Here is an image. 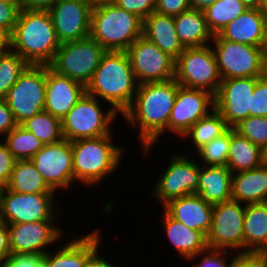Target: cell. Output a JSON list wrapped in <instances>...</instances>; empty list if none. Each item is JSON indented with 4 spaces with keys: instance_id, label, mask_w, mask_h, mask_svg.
Wrapping results in <instances>:
<instances>
[{
    "instance_id": "obj_1",
    "label": "cell",
    "mask_w": 267,
    "mask_h": 267,
    "mask_svg": "<svg viewBox=\"0 0 267 267\" xmlns=\"http://www.w3.org/2000/svg\"><path fill=\"white\" fill-rule=\"evenodd\" d=\"M179 84L173 78L164 82L138 84L130 108L121 116L129 130L137 135L141 156L149 159L163 134L168 135V121ZM157 142V143H156ZM149 156V157H148Z\"/></svg>"
},
{
    "instance_id": "obj_2",
    "label": "cell",
    "mask_w": 267,
    "mask_h": 267,
    "mask_svg": "<svg viewBox=\"0 0 267 267\" xmlns=\"http://www.w3.org/2000/svg\"><path fill=\"white\" fill-rule=\"evenodd\" d=\"M138 88L126 51H106L86 93L110 105L121 116L130 108Z\"/></svg>"
},
{
    "instance_id": "obj_3",
    "label": "cell",
    "mask_w": 267,
    "mask_h": 267,
    "mask_svg": "<svg viewBox=\"0 0 267 267\" xmlns=\"http://www.w3.org/2000/svg\"><path fill=\"white\" fill-rule=\"evenodd\" d=\"M60 45L49 10H20L10 50L29 65H49Z\"/></svg>"
},
{
    "instance_id": "obj_4",
    "label": "cell",
    "mask_w": 267,
    "mask_h": 267,
    "mask_svg": "<svg viewBox=\"0 0 267 267\" xmlns=\"http://www.w3.org/2000/svg\"><path fill=\"white\" fill-rule=\"evenodd\" d=\"M113 137L105 135L71 142L75 183L86 186V189L95 188L120 170L123 159H126L125 148L119 143L114 144L117 139L113 141Z\"/></svg>"
},
{
    "instance_id": "obj_5",
    "label": "cell",
    "mask_w": 267,
    "mask_h": 267,
    "mask_svg": "<svg viewBox=\"0 0 267 267\" xmlns=\"http://www.w3.org/2000/svg\"><path fill=\"white\" fill-rule=\"evenodd\" d=\"M141 35L143 20L115 4L92 9L90 37L106 51H126Z\"/></svg>"
},
{
    "instance_id": "obj_6",
    "label": "cell",
    "mask_w": 267,
    "mask_h": 267,
    "mask_svg": "<svg viewBox=\"0 0 267 267\" xmlns=\"http://www.w3.org/2000/svg\"><path fill=\"white\" fill-rule=\"evenodd\" d=\"M118 116L122 120L121 115L110 105L85 93L61 119L63 137L73 142L80 139L114 135L115 127L113 126H116L114 122H118Z\"/></svg>"
},
{
    "instance_id": "obj_7",
    "label": "cell",
    "mask_w": 267,
    "mask_h": 267,
    "mask_svg": "<svg viewBox=\"0 0 267 267\" xmlns=\"http://www.w3.org/2000/svg\"><path fill=\"white\" fill-rule=\"evenodd\" d=\"M210 45L221 80L267 74V48L225 40L218 34Z\"/></svg>"
},
{
    "instance_id": "obj_8",
    "label": "cell",
    "mask_w": 267,
    "mask_h": 267,
    "mask_svg": "<svg viewBox=\"0 0 267 267\" xmlns=\"http://www.w3.org/2000/svg\"><path fill=\"white\" fill-rule=\"evenodd\" d=\"M57 193H17L4 187L0 199V220L7 224L59 220L64 206L57 202ZM60 205H58V204ZM62 206V207H61ZM63 210V211H62ZM63 212V213H62Z\"/></svg>"
},
{
    "instance_id": "obj_9",
    "label": "cell",
    "mask_w": 267,
    "mask_h": 267,
    "mask_svg": "<svg viewBox=\"0 0 267 267\" xmlns=\"http://www.w3.org/2000/svg\"><path fill=\"white\" fill-rule=\"evenodd\" d=\"M181 150L170 153L169 163L164 166L167 168L160 171L153 182L151 200L159 202L161 207L172 199L195 194L198 190L201 164L192 155L184 154V149Z\"/></svg>"
},
{
    "instance_id": "obj_10",
    "label": "cell",
    "mask_w": 267,
    "mask_h": 267,
    "mask_svg": "<svg viewBox=\"0 0 267 267\" xmlns=\"http://www.w3.org/2000/svg\"><path fill=\"white\" fill-rule=\"evenodd\" d=\"M105 53L106 50L91 37L67 41L61 43L48 66L55 73L86 87Z\"/></svg>"
},
{
    "instance_id": "obj_11",
    "label": "cell",
    "mask_w": 267,
    "mask_h": 267,
    "mask_svg": "<svg viewBox=\"0 0 267 267\" xmlns=\"http://www.w3.org/2000/svg\"><path fill=\"white\" fill-rule=\"evenodd\" d=\"M174 79L181 86L202 89L215 96L221 77L211 45L185 48L175 60Z\"/></svg>"
},
{
    "instance_id": "obj_12",
    "label": "cell",
    "mask_w": 267,
    "mask_h": 267,
    "mask_svg": "<svg viewBox=\"0 0 267 267\" xmlns=\"http://www.w3.org/2000/svg\"><path fill=\"white\" fill-rule=\"evenodd\" d=\"M46 65H29L4 98L18 125L44 111Z\"/></svg>"
},
{
    "instance_id": "obj_13",
    "label": "cell",
    "mask_w": 267,
    "mask_h": 267,
    "mask_svg": "<svg viewBox=\"0 0 267 267\" xmlns=\"http://www.w3.org/2000/svg\"><path fill=\"white\" fill-rule=\"evenodd\" d=\"M245 204L234 200L213 205L212 223L206 242L208 248L244 254Z\"/></svg>"
},
{
    "instance_id": "obj_14",
    "label": "cell",
    "mask_w": 267,
    "mask_h": 267,
    "mask_svg": "<svg viewBox=\"0 0 267 267\" xmlns=\"http://www.w3.org/2000/svg\"><path fill=\"white\" fill-rule=\"evenodd\" d=\"M57 221L7 224L11 254L44 256L50 248H55L61 240L67 238L64 229L59 225L60 222Z\"/></svg>"
},
{
    "instance_id": "obj_15",
    "label": "cell",
    "mask_w": 267,
    "mask_h": 267,
    "mask_svg": "<svg viewBox=\"0 0 267 267\" xmlns=\"http://www.w3.org/2000/svg\"><path fill=\"white\" fill-rule=\"evenodd\" d=\"M138 84L164 82L174 78L175 59L141 35L127 50Z\"/></svg>"
},
{
    "instance_id": "obj_16",
    "label": "cell",
    "mask_w": 267,
    "mask_h": 267,
    "mask_svg": "<svg viewBox=\"0 0 267 267\" xmlns=\"http://www.w3.org/2000/svg\"><path fill=\"white\" fill-rule=\"evenodd\" d=\"M48 186L58 195L75 188L71 142L44 145L31 159ZM59 192V193H58Z\"/></svg>"
},
{
    "instance_id": "obj_17",
    "label": "cell",
    "mask_w": 267,
    "mask_h": 267,
    "mask_svg": "<svg viewBox=\"0 0 267 267\" xmlns=\"http://www.w3.org/2000/svg\"><path fill=\"white\" fill-rule=\"evenodd\" d=\"M214 109V95L210 92L179 85L168 121V136L176 135L180 139L196 121Z\"/></svg>"
},
{
    "instance_id": "obj_18",
    "label": "cell",
    "mask_w": 267,
    "mask_h": 267,
    "mask_svg": "<svg viewBox=\"0 0 267 267\" xmlns=\"http://www.w3.org/2000/svg\"><path fill=\"white\" fill-rule=\"evenodd\" d=\"M257 78H231L221 80L219 90L214 96L215 109L221 114L229 128H234L250 116L251 96Z\"/></svg>"
},
{
    "instance_id": "obj_19",
    "label": "cell",
    "mask_w": 267,
    "mask_h": 267,
    "mask_svg": "<svg viewBox=\"0 0 267 267\" xmlns=\"http://www.w3.org/2000/svg\"><path fill=\"white\" fill-rule=\"evenodd\" d=\"M88 232H83L84 235L81 233L82 236L73 233L75 235L72 234V238L66 239L67 241L63 239L59 244L60 247L57 245L55 249H50L42 256V267H86L103 247L101 246L103 235L100 229Z\"/></svg>"
},
{
    "instance_id": "obj_20",
    "label": "cell",
    "mask_w": 267,
    "mask_h": 267,
    "mask_svg": "<svg viewBox=\"0 0 267 267\" xmlns=\"http://www.w3.org/2000/svg\"><path fill=\"white\" fill-rule=\"evenodd\" d=\"M49 12L60 43L90 37L92 9L83 0H59Z\"/></svg>"
},
{
    "instance_id": "obj_21",
    "label": "cell",
    "mask_w": 267,
    "mask_h": 267,
    "mask_svg": "<svg viewBox=\"0 0 267 267\" xmlns=\"http://www.w3.org/2000/svg\"><path fill=\"white\" fill-rule=\"evenodd\" d=\"M85 93L84 85L55 73L46 65L45 112L62 119Z\"/></svg>"
},
{
    "instance_id": "obj_22",
    "label": "cell",
    "mask_w": 267,
    "mask_h": 267,
    "mask_svg": "<svg viewBox=\"0 0 267 267\" xmlns=\"http://www.w3.org/2000/svg\"><path fill=\"white\" fill-rule=\"evenodd\" d=\"M218 35L225 40L267 48V16L260 9H247Z\"/></svg>"
},
{
    "instance_id": "obj_23",
    "label": "cell",
    "mask_w": 267,
    "mask_h": 267,
    "mask_svg": "<svg viewBox=\"0 0 267 267\" xmlns=\"http://www.w3.org/2000/svg\"><path fill=\"white\" fill-rule=\"evenodd\" d=\"M162 208L190 229L208 234L212 223L213 205L205 202L196 193L172 199Z\"/></svg>"
},
{
    "instance_id": "obj_24",
    "label": "cell",
    "mask_w": 267,
    "mask_h": 267,
    "mask_svg": "<svg viewBox=\"0 0 267 267\" xmlns=\"http://www.w3.org/2000/svg\"><path fill=\"white\" fill-rule=\"evenodd\" d=\"M161 223L163 231L166 233L167 241L172 249L176 250L177 256L184 261H189L208 246L206 235L198 230H193L185 224L172 218L163 208H161ZM169 239V240H168Z\"/></svg>"
},
{
    "instance_id": "obj_25",
    "label": "cell",
    "mask_w": 267,
    "mask_h": 267,
    "mask_svg": "<svg viewBox=\"0 0 267 267\" xmlns=\"http://www.w3.org/2000/svg\"><path fill=\"white\" fill-rule=\"evenodd\" d=\"M143 36L175 60L185 49L177 36L174 16L154 11L143 20Z\"/></svg>"
},
{
    "instance_id": "obj_26",
    "label": "cell",
    "mask_w": 267,
    "mask_h": 267,
    "mask_svg": "<svg viewBox=\"0 0 267 267\" xmlns=\"http://www.w3.org/2000/svg\"><path fill=\"white\" fill-rule=\"evenodd\" d=\"M196 194L212 205L232 200V172L227 166L200 167Z\"/></svg>"
},
{
    "instance_id": "obj_27",
    "label": "cell",
    "mask_w": 267,
    "mask_h": 267,
    "mask_svg": "<svg viewBox=\"0 0 267 267\" xmlns=\"http://www.w3.org/2000/svg\"><path fill=\"white\" fill-rule=\"evenodd\" d=\"M232 200L242 204L267 201V166L232 174Z\"/></svg>"
},
{
    "instance_id": "obj_28",
    "label": "cell",
    "mask_w": 267,
    "mask_h": 267,
    "mask_svg": "<svg viewBox=\"0 0 267 267\" xmlns=\"http://www.w3.org/2000/svg\"><path fill=\"white\" fill-rule=\"evenodd\" d=\"M174 24L179 40L185 48L210 45L213 34L210 32L203 11L190 8L174 16Z\"/></svg>"
},
{
    "instance_id": "obj_29",
    "label": "cell",
    "mask_w": 267,
    "mask_h": 267,
    "mask_svg": "<svg viewBox=\"0 0 267 267\" xmlns=\"http://www.w3.org/2000/svg\"><path fill=\"white\" fill-rule=\"evenodd\" d=\"M244 254L267 251V204L255 203L245 205Z\"/></svg>"
},
{
    "instance_id": "obj_30",
    "label": "cell",
    "mask_w": 267,
    "mask_h": 267,
    "mask_svg": "<svg viewBox=\"0 0 267 267\" xmlns=\"http://www.w3.org/2000/svg\"><path fill=\"white\" fill-rule=\"evenodd\" d=\"M261 165H263L262 148L241 136L234 128H231L227 167L232 174L252 170Z\"/></svg>"
},
{
    "instance_id": "obj_31",
    "label": "cell",
    "mask_w": 267,
    "mask_h": 267,
    "mask_svg": "<svg viewBox=\"0 0 267 267\" xmlns=\"http://www.w3.org/2000/svg\"><path fill=\"white\" fill-rule=\"evenodd\" d=\"M228 129L229 127L222 118L221 114L214 109L207 116L196 121L178 141H181V144L184 142V140L185 142H190V144H188L190 146L189 151L187 149L184 154H189L188 152H190V149H192L194 152L191 151L190 154L193 155L204 144L209 143L214 138L220 137Z\"/></svg>"
},
{
    "instance_id": "obj_32",
    "label": "cell",
    "mask_w": 267,
    "mask_h": 267,
    "mask_svg": "<svg viewBox=\"0 0 267 267\" xmlns=\"http://www.w3.org/2000/svg\"><path fill=\"white\" fill-rule=\"evenodd\" d=\"M6 188L21 194L56 193L48 186L31 160H16Z\"/></svg>"
},
{
    "instance_id": "obj_33",
    "label": "cell",
    "mask_w": 267,
    "mask_h": 267,
    "mask_svg": "<svg viewBox=\"0 0 267 267\" xmlns=\"http://www.w3.org/2000/svg\"><path fill=\"white\" fill-rule=\"evenodd\" d=\"M246 10L247 7L240 0H217L203 13L210 32L217 35L229 22L235 20Z\"/></svg>"
},
{
    "instance_id": "obj_34",
    "label": "cell",
    "mask_w": 267,
    "mask_h": 267,
    "mask_svg": "<svg viewBox=\"0 0 267 267\" xmlns=\"http://www.w3.org/2000/svg\"><path fill=\"white\" fill-rule=\"evenodd\" d=\"M33 133L44 145L55 144L64 139L61 119L42 111L20 124Z\"/></svg>"
},
{
    "instance_id": "obj_35",
    "label": "cell",
    "mask_w": 267,
    "mask_h": 267,
    "mask_svg": "<svg viewBox=\"0 0 267 267\" xmlns=\"http://www.w3.org/2000/svg\"><path fill=\"white\" fill-rule=\"evenodd\" d=\"M16 160H30L44 144L31 132L17 125L2 138Z\"/></svg>"
},
{
    "instance_id": "obj_36",
    "label": "cell",
    "mask_w": 267,
    "mask_h": 267,
    "mask_svg": "<svg viewBox=\"0 0 267 267\" xmlns=\"http://www.w3.org/2000/svg\"><path fill=\"white\" fill-rule=\"evenodd\" d=\"M231 143V128L220 137L204 144L193 155L203 166H227L228 151Z\"/></svg>"
},
{
    "instance_id": "obj_37",
    "label": "cell",
    "mask_w": 267,
    "mask_h": 267,
    "mask_svg": "<svg viewBox=\"0 0 267 267\" xmlns=\"http://www.w3.org/2000/svg\"><path fill=\"white\" fill-rule=\"evenodd\" d=\"M29 64L12 50L0 54V98H5L9 89Z\"/></svg>"
},
{
    "instance_id": "obj_38",
    "label": "cell",
    "mask_w": 267,
    "mask_h": 267,
    "mask_svg": "<svg viewBox=\"0 0 267 267\" xmlns=\"http://www.w3.org/2000/svg\"><path fill=\"white\" fill-rule=\"evenodd\" d=\"M234 129L241 136L261 148L267 144V117L248 116L238 123Z\"/></svg>"
},
{
    "instance_id": "obj_39",
    "label": "cell",
    "mask_w": 267,
    "mask_h": 267,
    "mask_svg": "<svg viewBox=\"0 0 267 267\" xmlns=\"http://www.w3.org/2000/svg\"><path fill=\"white\" fill-rule=\"evenodd\" d=\"M235 255L231 251L207 248L205 251L191 258L188 262L186 261V263H192L191 267H229L230 259ZM198 259L199 262L194 264V261Z\"/></svg>"
},
{
    "instance_id": "obj_40",
    "label": "cell",
    "mask_w": 267,
    "mask_h": 267,
    "mask_svg": "<svg viewBox=\"0 0 267 267\" xmlns=\"http://www.w3.org/2000/svg\"><path fill=\"white\" fill-rule=\"evenodd\" d=\"M249 111L250 116L267 117V74L263 77H257Z\"/></svg>"
},
{
    "instance_id": "obj_41",
    "label": "cell",
    "mask_w": 267,
    "mask_h": 267,
    "mask_svg": "<svg viewBox=\"0 0 267 267\" xmlns=\"http://www.w3.org/2000/svg\"><path fill=\"white\" fill-rule=\"evenodd\" d=\"M115 5L144 20L155 11L156 0H116Z\"/></svg>"
},
{
    "instance_id": "obj_42",
    "label": "cell",
    "mask_w": 267,
    "mask_h": 267,
    "mask_svg": "<svg viewBox=\"0 0 267 267\" xmlns=\"http://www.w3.org/2000/svg\"><path fill=\"white\" fill-rule=\"evenodd\" d=\"M16 158L8 150L6 144L0 139V184L6 187L8 184Z\"/></svg>"
},
{
    "instance_id": "obj_43",
    "label": "cell",
    "mask_w": 267,
    "mask_h": 267,
    "mask_svg": "<svg viewBox=\"0 0 267 267\" xmlns=\"http://www.w3.org/2000/svg\"><path fill=\"white\" fill-rule=\"evenodd\" d=\"M20 9L16 5L0 1V28L9 36L17 23Z\"/></svg>"
},
{
    "instance_id": "obj_44",
    "label": "cell",
    "mask_w": 267,
    "mask_h": 267,
    "mask_svg": "<svg viewBox=\"0 0 267 267\" xmlns=\"http://www.w3.org/2000/svg\"><path fill=\"white\" fill-rule=\"evenodd\" d=\"M190 8V0H156L155 12L177 16Z\"/></svg>"
},
{
    "instance_id": "obj_45",
    "label": "cell",
    "mask_w": 267,
    "mask_h": 267,
    "mask_svg": "<svg viewBox=\"0 0 267 267\" xmlns=\"http://www.w3.org/2000/svg\"><path fill=\"white\" fill-rule=\"evenodd\" d=\"M3 267H42V256L12 254Z\"/></svg>"
},
{
    "instance_id": "obj_46",
    "label": "cell",
    "mask_w": 267,
    "mask_h": 267,
    "mask_svg": "<svg viewBox=\"0 0 267 267\" xmlns=\"http://www.w3.org/2000/svg\"><path fill=\"white\" fill-rule=\"evenodd\" d=\"M17 125L18 124L16 123L14 115L6 100L0 98V139L7 135Z\"/></svg>"
},
{
    "instance_id": "obj_47",
    "label": "cell",
    "mask_w": 267,
    "mask_h": 267,
    "mask_svg": "<svg viewBox=\"0 0 267 267\" xmlns=\"http://www.w3.org/2000/svg\"><path fill=\"white\" fill-rule=\"evenodd\" d=\"M11 255L7 223L0 220V264L3 266Z\"/></svg>"
},
{
    "instance_id": "obj_48",
    "label": "cell",
    "mask_w": 267,
    "mask_h": 267,
    "mask_svg": "<svg viewBox=\"0 0 267 267\" xmlns=\"http://www.w3.org/2000/svg\"><path fill=\"white\" fill-rule=\"evenodd\" d=\"M229 267H261L258 257L252 253L236 254Z\"/></svg>"
},
{
    "instance_id": "obj_49",
    "label": "cell",
    "mask_w": 267,
    "mask_h": 267,
    "mask_svg": "<svg viewBox=\"0 0 267 267\" xmlns=\"http://www.w3.org/2000/svg\"><path fill=\"white\" fill-rule=\"evenodd\" d=\"M59 0H22L23 10H50Z\"/></svg>"
},
{
    "instance_id": "obj_50",
    "label": "cell",
    "mask_w": 267,
    "mask_h": 267,
    "mask_svg": "<svg viewBox=\"0 0 267 267\" xmlns=\"http://www.w3.org/2000/svg\"><path fill=\"white\" fill-rule=\"evenodd\" d=\"M102 252H98L86 265V267H117L118 265H115V260L114 262L103 256L101 254ZM102 256H101V255ZM119 267V266H118Z\"/></svg>"
},
{
    "instance_id": "obj_51",
    "label": "cell",
    "mask_w": 267,
    "mask_h": 267,
    "mask_svg": "<svg viewBox=\"0 0 267 267\" xmlns=\"http://www.w3.org/2000/svg\"><path fill=\"white\" fill-rule=\"evenodd\" d=\"M217 0H190V5L192 9H196L198 11H204L210 5L215 3Z\"/></svg>"
},
{
    "instance_id": "obj_52",
    "label": "cell",
    "mask_w": 267,
    "mask_h": 267,
    "mask_svg": "<svg viewBox=\"0 0 267 267\" xmlns=\"http://www.w3.org/2000/svg\"><path fill=\"white\" fill-rule=\"evenodd\" d=\"M10 49V36L0 28V54Z\"/></svg>"
},
{
    "instance_id": "obj_53",
    "label": "cell",
    "mask_w": 267,
    "mask_h": 267,
    "mask_svg": "<svg viewBox=\"0 0 267 267\" xmlns=\"http://www.w3.org/2000/svg\"><path fill=\"white\" fill-rule=\"evenodd\" d=\"M91 9L115 4L116 0H83Z\"/></svg>"
},
{
    "instance_id": "obj_54",
    "label": "cell",
    "mask_w": 267,
    "mask_h": 267,
    "mask_svg": "<svg viewBox=\"0 0 267 267\" xmlns=\"http://www.w3.org/2000/svg\"><path fill=\"white\" fill-rule=\"evenodd\" d=\"M244 3L247 9H260L263 0H240Z\"/></svg>"
},
{
    "instance_id": "obj_55",
    "label": "cell",
    "mask_w": 267,
    "mask_h": 267,
    "mask_svg": "<svg viewBox=\"0 0 267 267\" xmlns=\"http://www.w3.org/2000/svg\"><path fill=\"white\" fill-rule=\"evenodd\" d=\"M259 260L261 267H267V251H258L254 253Z\"/></svg>"
},
{
    "instance_id": "obj_56",
    "label": "cell",
    "mask_w": 267,
    "mask_h": 267,
    "mask_svg": "<svg viewBox=\"0 0 267 267\" xmlns=\"http://www.w3.org/2000/svg\"><path fill=\"white\" fill-rule=\"evenodd\" d=\"M12 5H16L20 10L22 9V0H0Z\"/></svg>"
},
{
    "instance_id": "obj_57",
    "label": "cell",
    "mask_w": 267,
    "mask_h": 267,
    "mask_svg": "<svg viewBox=\"0 0 267 267\" xmlns=\"http://www.w3.org/2000/svg\"><path fill=\"white\" fill-rule=\"evenodd\" d=\"M262 163L267 166V144L262 148Z\"/></svg>"
},
{
    "instance_id": "obj_58",
    "label": "cell",
    "mask_w": 267,
    "mask_h": 267,
    "mask_svg": "<svg viewBox=\"0 0 267 267\" xmlns=\"http://www.w3.org/2000/svg\"><path fill=\"white\" fill-rule=\"evenodd\" d=\"M260 10L267 16V0H263Z\"/></svg>"
},
{
    "instance_id": "obj_59",
    "label": "cell",
    "mask_w": 267,
    "mask_h": 267,
    "mask_svg": "<svg viewBox=\"0 0 267 267\" xmlns=\"http://www.w3.org/2000/svg\"><path fill=\"white\" fill-rule=\"evenodd\" d=\"M3 188L4 187L0 184V199H1V193H2Z\"/></svg>"
}]
</instances>
